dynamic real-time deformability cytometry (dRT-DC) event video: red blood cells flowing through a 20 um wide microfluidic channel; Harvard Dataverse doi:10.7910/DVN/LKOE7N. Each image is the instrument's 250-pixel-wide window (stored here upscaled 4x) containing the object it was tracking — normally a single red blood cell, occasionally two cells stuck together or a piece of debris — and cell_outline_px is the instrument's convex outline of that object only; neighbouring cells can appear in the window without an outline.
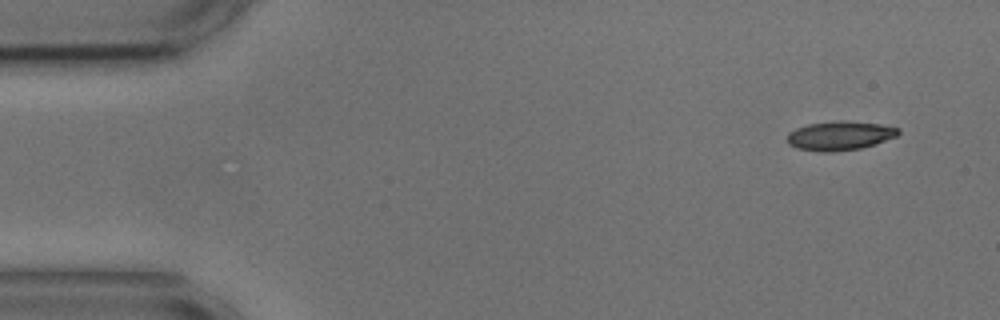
{"species": "common noctule bat (a hibernating species)", "species_latin": "Nyctalus noctula", "temperature_condition": "cold", "stored_images_in_passage": 41, "camera_frame_rate_fps": 3000, "um_per_image_px": 0.085, "animal": {"sex": "male", "body_mass_g": 17.9, "forearm_length_mm": 54.2}, "frame": {"image": 1, "passage_image": 1, "time_ms": 0.0, "image_size_px": [1000, 320], "cell_outline_px": [[900, 132], [896, 136], [876, 144], [860, 148], [828, 152], [820, 152], [796, 148], [788, 144], [788, 132], [796, 128], [808, 124], [840, 120], [844, 120], [880, 124], [900, 128]], "centroid_in_image_um": [71.38, 11.53], "position_along_channel_um": 13.6, "area_um2": 18.84}}
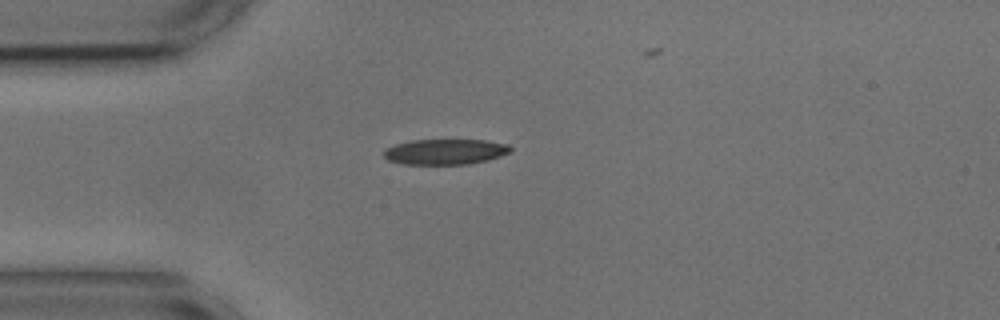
{"frame": {"image": 2, "passage_image": 11, "time_ms": 3.333, "image_size_px": [1000, 320], "cell_outline_px": [[512, 152], [488, 160], [468, 164], [404, 164], [388, 160], [384, 156], [384, 152], [388, 148], [396, 144], [408, 140], [484, 140], [508, 144], [512, 148]], "centroid_in_image_um": [37.88, 12.89], "position_along_channel_um": 47.1, "area_um2": 18.79}}